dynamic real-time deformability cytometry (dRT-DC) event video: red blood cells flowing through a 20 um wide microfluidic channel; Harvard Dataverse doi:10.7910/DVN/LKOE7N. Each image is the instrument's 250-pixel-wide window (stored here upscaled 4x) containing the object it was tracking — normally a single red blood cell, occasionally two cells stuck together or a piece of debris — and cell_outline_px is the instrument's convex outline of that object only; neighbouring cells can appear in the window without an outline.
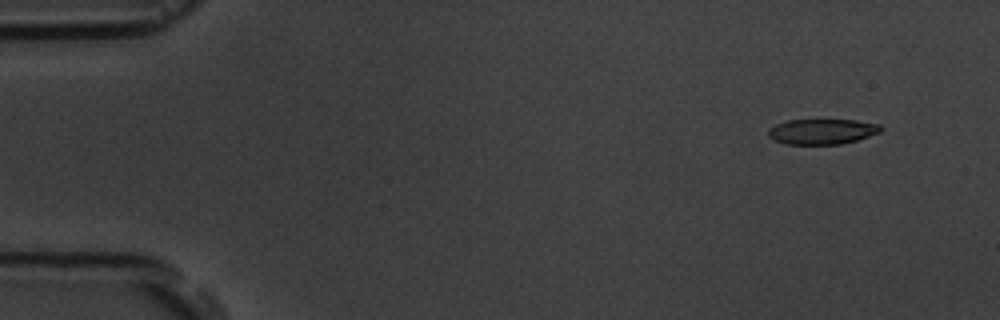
{"species": "common noctule bat (a hibernating species)", "species_latin": "Nyctalus noctula", "temperature_condition": "room temperature", "stored_images_in_passage": 6, "camera_frame_rate_fps": 3000, "um_per_image_px": 0.085, "animal": {"sex": "male", "body_mass_g": 19.5, "forearm_length_mm": 54.6}, "frame": {"image": 1, "passage_image": 2, "time_ms": 1.0, "image_size_px": [1000, 320], "cell_outline_px": [[884, 128], [880, 132], [856, 140], [840, 144], [788, 144], [776, 140], [768, 136], [768, 128], [776, 124], [788, 120], [856, 120], [880, 124]], "centroid_in_image_um": [69.89, 11.17], "position_along_channel_um": 15.1, "area_um2": 16.53}}
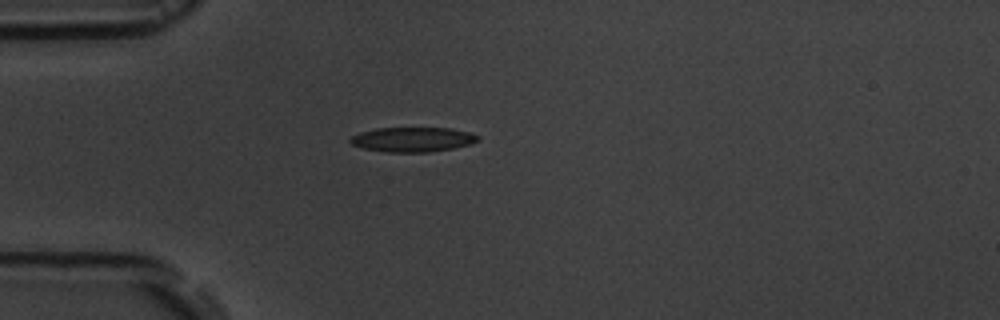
{"frame": {"image": 2, "passage_image": 5, "time_ms": 4.667, "image_size_px": [1000, 320], "cell_outline_px": [[480, 136], [472, 144], [452, 148], [428, 152], [388, 152], [364, 148], [352, 144], [348, 140], [352, 136], [360, 132], [376, 128], [452, 128], [468, 132]], "centroid_in_image_um": [35.07, 11.85], "position_along_channel_um": 49.9, "area_um2": 18.21}}